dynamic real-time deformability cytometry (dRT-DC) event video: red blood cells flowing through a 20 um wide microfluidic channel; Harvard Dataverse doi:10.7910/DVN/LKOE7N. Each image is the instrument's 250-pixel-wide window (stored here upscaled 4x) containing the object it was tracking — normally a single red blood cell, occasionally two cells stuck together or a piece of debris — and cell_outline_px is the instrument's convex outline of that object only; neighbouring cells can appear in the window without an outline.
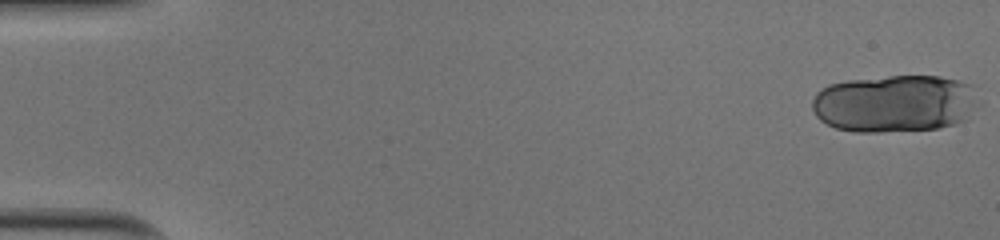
{"species": "human", "species_latin": "Homo sapiens", "temperature_condition": "cold", "stored_images_in_passage": 19, "camera_frame_rate_fps": 3000, "um_per_image_px": 0.085, "donor": {"sex": "male"}, "frame": {"image": 1, "passage_image": 1, "time_ms": 0.0, "image_size_px": [1000, 240], "cell_outline_px": [[980, 104], [968, 120], [956, 124], [940, 128], [876, 132], [856, 132], [836, 128], [820, 120], [816, 116], [812, 108], [812, 100], [816, 92], [820, 88], [828, 84], [848, 80], [888, 76], [940, 76], [956, 80], [968, 84]], "centroid_in_image_um": [76.05, 8.8], "position_along_channel_um": 8.9, "area_um2": 56.24}}